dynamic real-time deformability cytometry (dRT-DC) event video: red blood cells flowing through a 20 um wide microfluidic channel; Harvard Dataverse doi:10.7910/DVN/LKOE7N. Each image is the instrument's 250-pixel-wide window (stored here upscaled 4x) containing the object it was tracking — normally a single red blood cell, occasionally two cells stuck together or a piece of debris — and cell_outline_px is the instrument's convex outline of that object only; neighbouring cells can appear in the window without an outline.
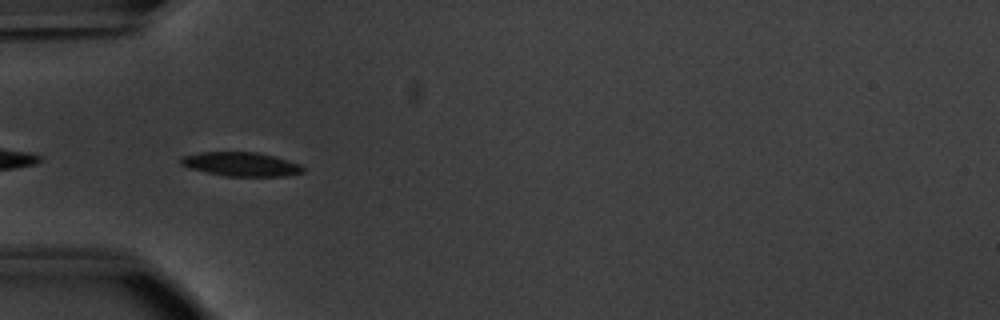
{"species": "common noctule bat (a hibernating species)", "species_latin": "Nyctalus noctula", "temperature_condition": "warm", "stored_images_in_passage": 5, "camera_frame_rate_fps": 3000, "um_per_image_px": 0.085, "animal": {"sex": "male", "body_mass_g": 20.1, "forearm_length_mm": 53.5}, "frame": {"image": 1, "passage_image": 2, "time_ms": 0.333, "image_size_px": [1000, 320], "cell_outline_px": [[304, 172], [288, 176], [224, 176], [188, 168], [180, 164], [180, 160], [184, 156], [200, 152], [256, 152], [272, 156], [300, 164], [304, 168]], "centroid_in_image_um": [20.48, 13.96], "position_along_channel_um": 64.5, "area_um2": 16.99}}